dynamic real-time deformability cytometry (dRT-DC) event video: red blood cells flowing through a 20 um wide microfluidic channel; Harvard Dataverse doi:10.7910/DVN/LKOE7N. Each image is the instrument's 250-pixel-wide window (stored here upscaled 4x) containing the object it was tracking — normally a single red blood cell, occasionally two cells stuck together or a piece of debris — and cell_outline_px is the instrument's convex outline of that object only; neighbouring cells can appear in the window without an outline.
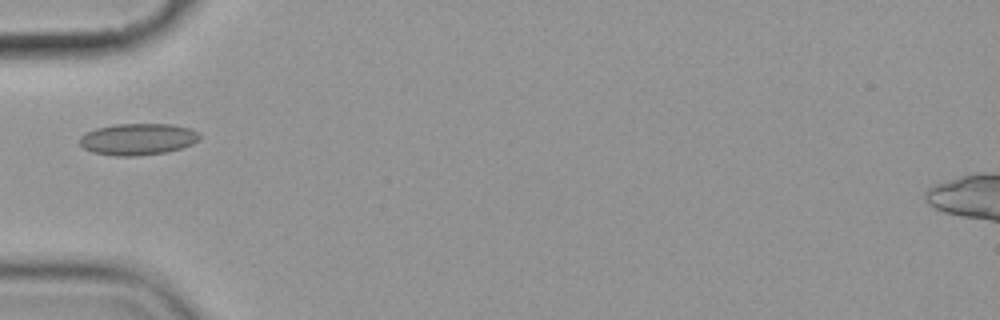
{"species": "common noctule bat (a hibernating species)", "species_latin": "Nyctalus noctula", "temperature_condition": "cold", "stored_images_in_passage": 15, "camera_frame_rate_fps": 3000, "um_per_image_px": 0.085, "animal": {"sex": "female", "body_mass_g": 19.9}, "frame": {"image": 1, "passage_image": 5, "time_ms": 5.333, "image_size_px": [1000, 320], "cell_outline_px": [[200, 140], [192, 144], [168, 152], [136, 156], [116, 156], [92, 152], [84, 148], [80, 144], [80, 136], [84, 132], [96, 128], [116, 124], [172, 124], [192, 128], [200, 132]], "centroid_in_image_um": [11.74, 11.82], "position_along_channel_um": 73.3, "area_um2": 22.37}}
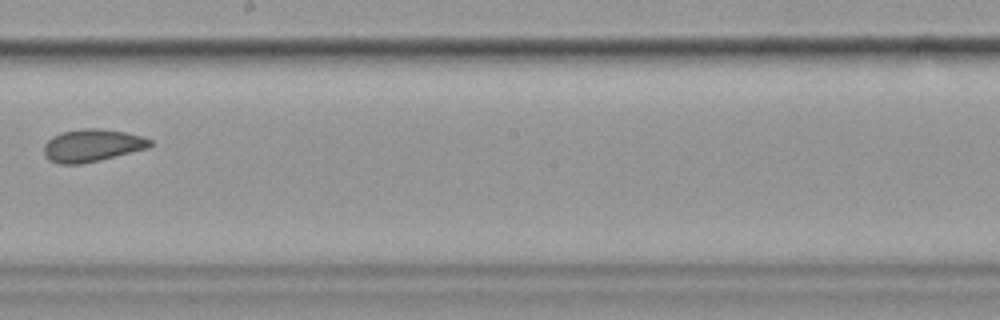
{"frame": {"image": 2, "passage_image": 9, "time_ms": 10.0, "image_size_px": [1000, 320], "cell_outline_px": [[152, 144], [148, 148], [84, 164], [60, 164], [48, 160], [44, 156], [44, 144], [52, 136], [64, 132], [84, 128], [100, 128], [124, 132], [144, 136], [152, 140]], "centroid_in_image_um": [7.83, 12.37], "position_along_channel_um": 240.4, "area_um2": 20.23}}
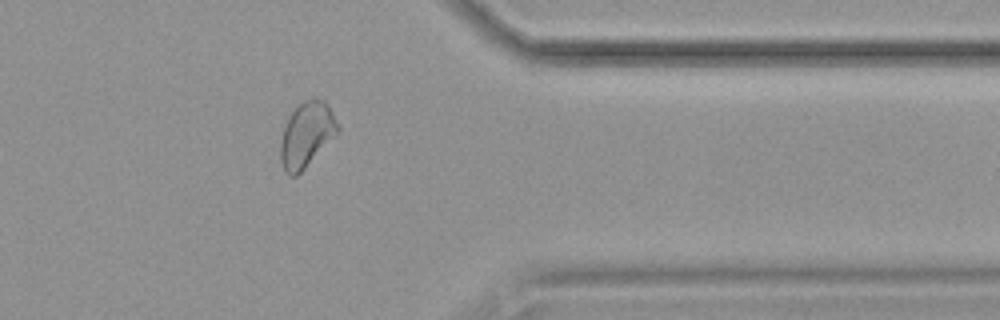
{"frame": {"image": 3, "passage_image": 13, "time_ms": 14.333, "image_size_px": [1000, 320], "cell_outline_px": [[340, 128], [304, 168], [296, 176], [288, 176], [284, 172], [280, 160], [280, 144], [284, 128], [288, 116], [304, 100], [324, 100], [328, 104]], "centroid_in_image_um": [26.01, 11.46], "position_along_channel_um": 385.4, "area_um2": 21.04}, "authors_computed_cell_mechanics": {"area_um2": 21.0392, "velocity_mm_per_s": 3.5885, "shape_relaxation_time_tau1_ms": 3.3153, "shape_relaxation_time_tau2_ms": 3.5443, "deformation_change_tau1": 0.0751, "deformation_change_tau2": 0.0569}}